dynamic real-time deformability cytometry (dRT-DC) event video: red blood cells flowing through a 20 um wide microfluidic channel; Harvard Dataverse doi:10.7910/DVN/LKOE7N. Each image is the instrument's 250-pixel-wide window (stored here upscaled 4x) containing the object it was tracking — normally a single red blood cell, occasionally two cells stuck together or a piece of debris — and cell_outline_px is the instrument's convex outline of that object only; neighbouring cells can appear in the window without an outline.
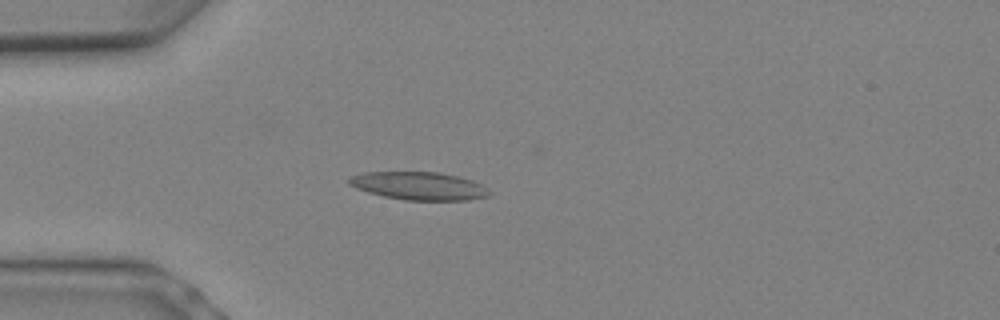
{"species": "Egyptian fruit bat (a non-hibernating species)", "species_latin": "Rousettus aegyptiacus", "temperature_condition": "warm", "stored_images_in_passage": 8, "camera_frame_rate_fps": 3000, "um_per_image_px": 0.085, "animal": {"sex": "female"}, "frame": {"image": 1, "passage_image": 6, "time_ms": 1.667, "image_size_px": [1000, 320], "cell_outline_px": [[492, 192], [488, 196], [468, 200], [404, 200], [384, 196], [368, 192], [356, 188], [348, 184], [348, 176], [364, 172], [440, 172], [472, 180], [484, 184]], "centroid_in_image_um": [35.62, 15.8], "position_along_channel_um": 49.4, "area_um2": 23.06}}
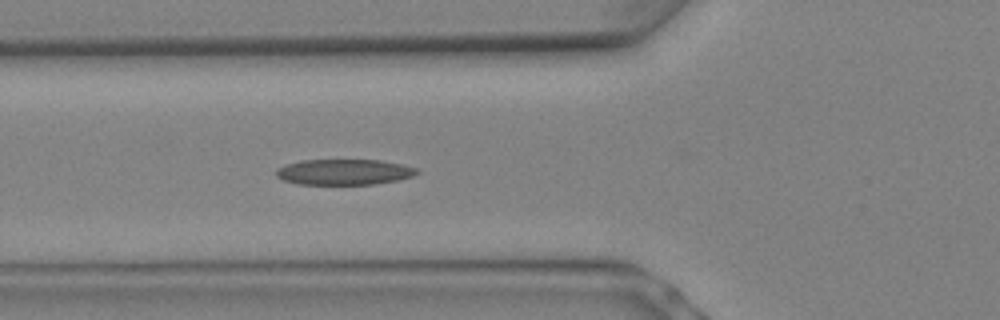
{"frame": {"image": 2, "passage_image": 8, "time_ms": 2.333, "image_size_px": [1000, 320], "cell_outline_px": [[420, 172], [412, 176], [396, 180], [372, 184], [300, 184], [284, 180], [276, 176], [276, 168], [300, 160], [380, 160], [420, 168]], "centroid_in_image_um": [29.26, 14.61], "position_along_channel_um": 96.5, "area_um2": 20.92}}